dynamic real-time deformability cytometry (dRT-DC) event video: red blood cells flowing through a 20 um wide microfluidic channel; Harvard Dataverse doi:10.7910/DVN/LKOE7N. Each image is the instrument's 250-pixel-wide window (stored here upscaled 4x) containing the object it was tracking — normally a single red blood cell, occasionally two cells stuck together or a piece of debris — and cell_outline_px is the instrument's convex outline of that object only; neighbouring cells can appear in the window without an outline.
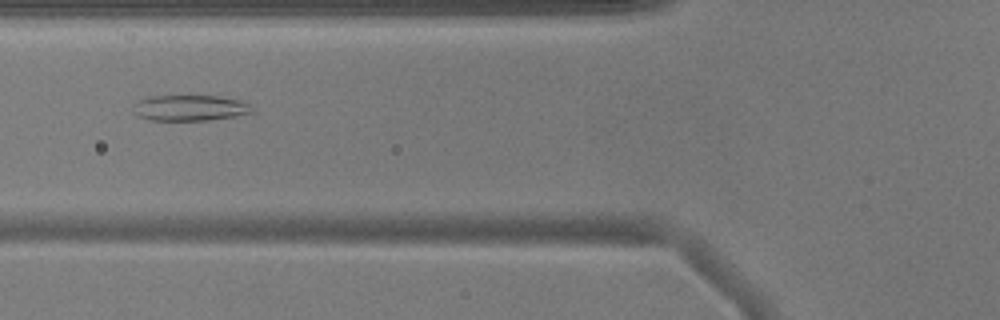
{"species": "common noctule bat (a hibernating species)", "species_latin": "Nyctalus noctula", "temperature_condition": "warm", "stored_images_in_passage": 42, "camera_frame_rate_fps": 3000, "um_per_image_px": 0.085, "animal": {"sex": "male", "body_mass_g": 17.9}, "frame": {"image": 1, "passage_image": 10, "time_ms": 3.0, "image_size_px": [1000, 320], "cell_outline_px": [[256, 112], [236, 116], [208, 120], [152, 120], [140, 116], [132, 112], [132, 104], [136, 100], [148, 96], [220, 96], [240, 100], [252, 104]], "centroid_in_image_um": [16.16, 9.16], "position_along_channel_um": 109.6, "area_um2": 18.21}}
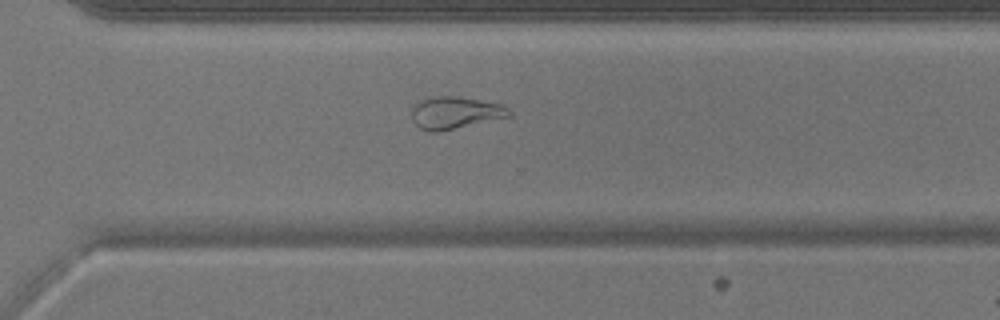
{"frame": {"image": 2, "passage_image": 27, "time_ms": 8.667, "image_size_px": [1000, 320], "cell_outline_px": [[512, 116], [440, 132], [428, 132], [420, 128], [412, 120], [412, 108], [420, 100], [436, 96], [460, 96], [500, 104], [508, 108], [512, 112]], "centroid_in_image_um": [38.7, 9.59], "position_along_channel_um": 331.9, "area_um2": 18.44}}
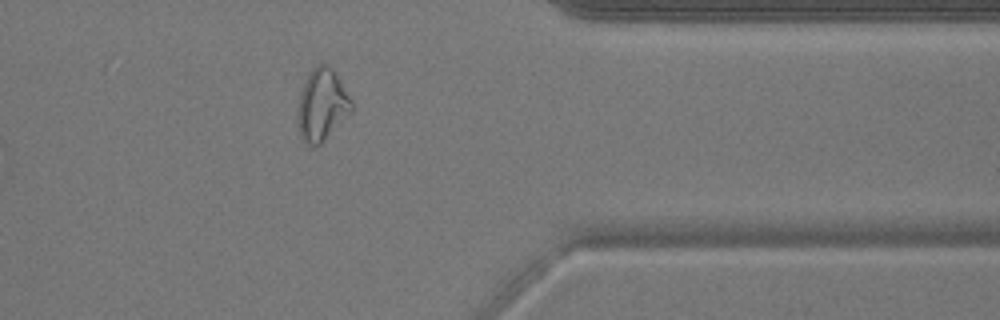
{"frame": {"image": 3, "passage_image": 32, "time_ms": 10.333, "image_size_px": [1000, 320], "cell_outline_px": [[352, 112], [316, 148], [308, 144], [300, 136], [300, 92], [304, 80], [308, 72], [316, 64], [328, 64], [336, 72], [352, 100]], "centroid_in_image_um": [27.41, 8.87], "position_along_channel_um": 384.0, "area_um2": 22.31}, "authors_computed_cell_mechanics": {"area_um2": 20.9236, "velocity_mm_per_s": 3.9258, "shape_relaxation_time_tau1_ms": null, "shape_relaxation_time_tau2_ms": 2.0506, "deformation_change_tau1": null, "deformation_change_tau2": 0.0875}}